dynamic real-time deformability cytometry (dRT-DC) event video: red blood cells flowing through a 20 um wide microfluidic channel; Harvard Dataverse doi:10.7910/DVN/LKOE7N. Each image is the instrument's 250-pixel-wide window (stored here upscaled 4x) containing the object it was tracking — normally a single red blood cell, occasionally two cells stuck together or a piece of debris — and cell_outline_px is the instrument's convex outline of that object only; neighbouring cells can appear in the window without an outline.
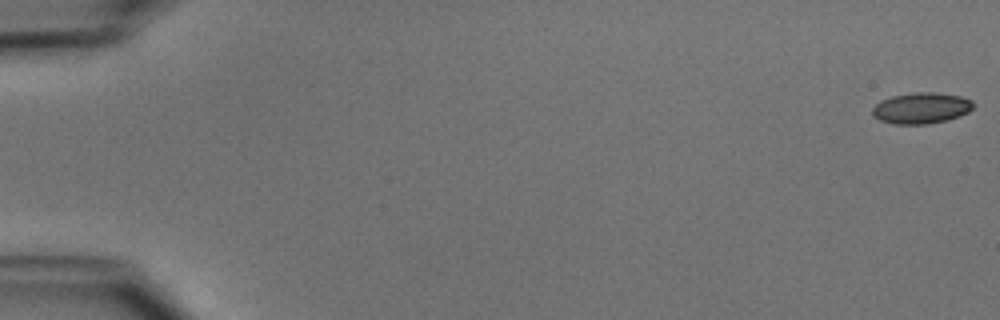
{"species": "common noctule bat (a hibernating species)", "species_latin": "Nyctalus noctula", "temperature_condition": "cold", "stored_images_in_passage": 52, "camera_frame_rate_fps": 3000, "um_per_image_px": 0.085, "animal": {"sex": "male", "body_mass_g": 15.6}, "frame": {"image": 1, "passage_image": 1, "time_ms": 0.0, "image_size_px": [1000, 320], "cell_outline_px": [[976, 104], [968, 112], [960, 116], [948, 120], [928, 124], [896, 124], [880, 120], [872, 116], [872, 108], [880, 100], [892, 96], [916, 92], [932, 92], [960, 96], [972, 100]], "centroid_in_image_um": [78.32, 9.19], "position_along_channel_um": 6.7, "area_um2": 18.38}}
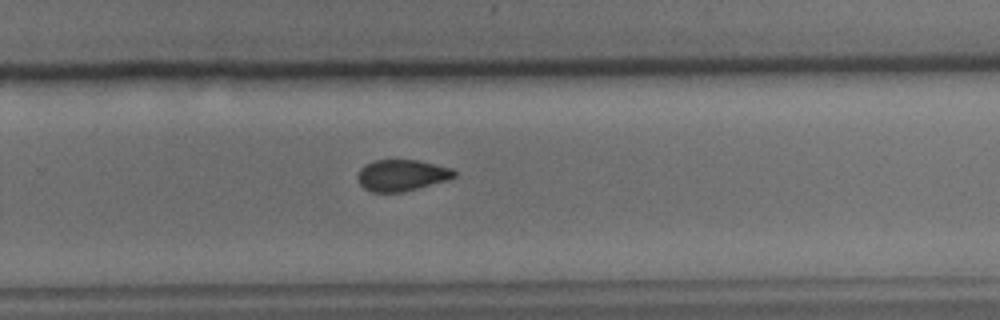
{"frame": {"image": 2, "passage_image": 35, "time_ms": 11.333, "image_size_px": [1000, 320], "cell_outline_px": [[456, 176], [448, 180], [404, 192], [372, 192], [364, 188], [360, 184], [356, 176], [360, 168], [364, 164], [376, 160], [416, 160], [452, 168], [456, 172]], "centroid_in_image_um": [34.13, 14.9], "position_along_channel_um": 295.7, "area_um2": 17.74}}
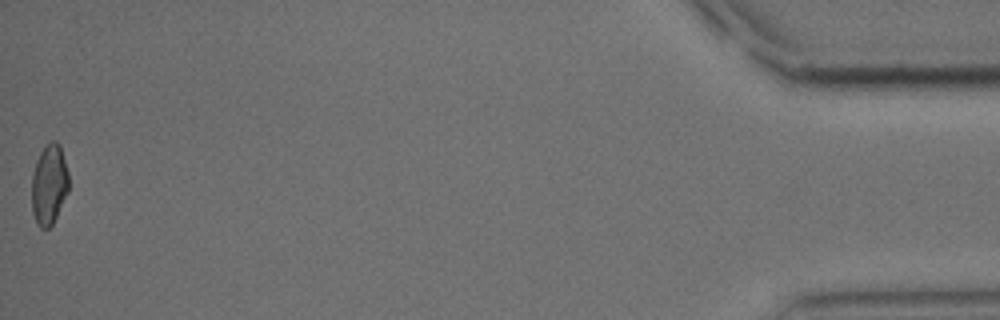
{"frame": {"image": 3, "passage_image": 52, "time_ms": 17.0, "image_size_px": [1000, 320], "cell_outline_px": [[68, 192], [52, 224], [48, 228], [40, 228], [36, 224], [32, 212], [32, 176], [36, 160], [40, 152], [52, 140], [56, 140], [60, 144], [68, 172]], "centroid_in_image_um": [4.17, 15.68], "position_along_channel_um": 431.0, "area_um2": 17.28}, "authors_computed_cell_mechanics": {"area_um2": 18.3804, "velocity_mm_per_s": 3.947, "shape_relaxation_time_tau1_ms": 3.7431, "shape_relaxation_time_tau2_ms": 2.7435, "deformation_change_tau1": 0.0828, "deformation_change_tau2": 0.0652}}